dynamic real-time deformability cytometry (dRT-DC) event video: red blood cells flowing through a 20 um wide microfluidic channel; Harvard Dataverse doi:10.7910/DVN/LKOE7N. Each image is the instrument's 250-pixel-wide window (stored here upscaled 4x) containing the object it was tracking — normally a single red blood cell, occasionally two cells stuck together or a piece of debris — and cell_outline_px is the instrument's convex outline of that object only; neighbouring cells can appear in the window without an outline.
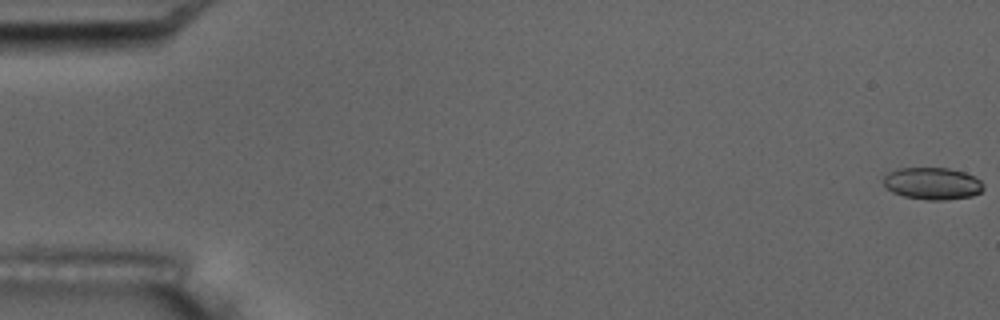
{"species": "common noctule bat (a hibernating species)", "species_latin": "Nyctalus noctula", "temperature_condition": "room temperature", "stored_images_in_passage": 7, "camera_frame_rate_fps": 3000, "um_per_image_px": 0.085, "animal": {"sex": "male", "body_mass_g": 17.5, "forearm_length_mm": 52.3}, "frame": {"image": 1, "passage_image": 1, "time_ms": 0.0, "image_size_px": [1000, 320], "cell_outline_px": [[984, 188], [980, 192], [972, 196], [944, 200], [928, 200], [904, 196], [892, 192], [884, 184], [884, 176], [888, 172], [896, 168], [948, 168], [964, 172], [980, 180]], "centroid_in_image_um": [79.24, 15.59], "position_along_channel_um": 5.8, "area_um2": 18.61}}
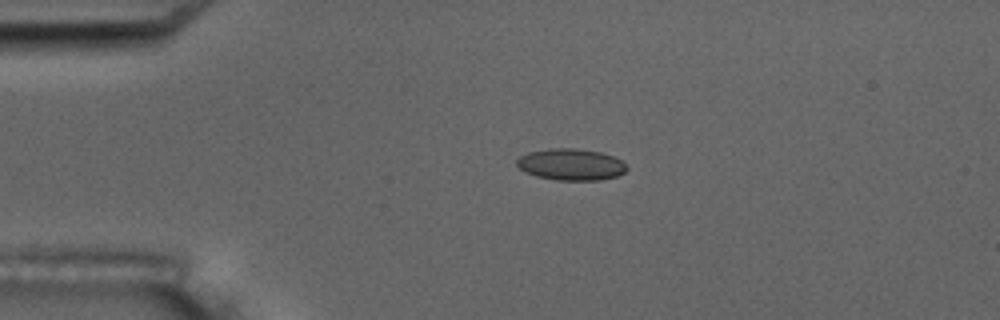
{"frame": {"image": 2, "passage_image": 4, "time_ms": 4.333, "image_size_px": [1000, 320], "cell_outline_px": [[628, 168], [624, 172], [616, 176], [600, 180], [556, 180], [536, 176], [524, 172], [516, 164], [516, 160], [520, 156], [528, 152], [552, 148], [576, 148], [600, 152], [612, 156], [620, 160]], "centroid_in_image_um": [48.5, 13.98], "position_along_channel_um": 36.5, "area_um2": 20.17}}